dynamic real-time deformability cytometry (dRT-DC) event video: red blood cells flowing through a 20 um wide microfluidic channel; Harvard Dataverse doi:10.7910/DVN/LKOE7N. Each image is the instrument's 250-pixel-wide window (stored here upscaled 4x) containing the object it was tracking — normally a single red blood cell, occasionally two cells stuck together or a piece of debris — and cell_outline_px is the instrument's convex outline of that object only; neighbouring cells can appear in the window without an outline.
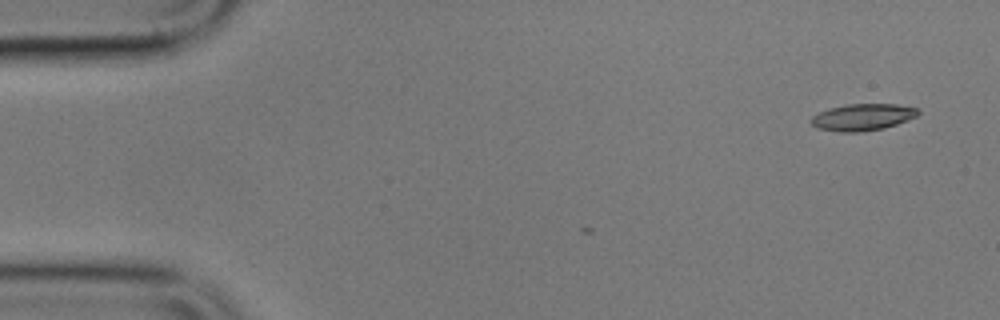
{"species": "common noctule bat (a hibernating species)", "species_latin": "Nyctalus noctula", "temperature_condition": "cold", "stored_images_in_passage": 3, "camera_frame_rate_fps": 3000, "um_per_image_px": 0.085, "animal": {"sex": "male", "body_mass_g": 17.9}, "frame": {"image": 1, "passage_image": 1, "time_ms": 0.0, "image_size_px": [1000, 320], "cell_outline_px": [[920, 112], [916, 116], [896, 124], [884, 128], [860, 132], [840, 132], [816, 128], [808, 120], [812, 116], [828, 108], [848, 104], [896, 104], [916, 108]], "centroid_in_image_um": [73.27, 9.96], "position_along_channel_um": 11.7, "area_um2": 16.65}}